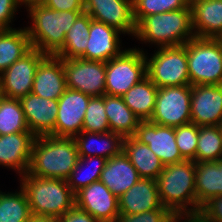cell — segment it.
I'll use <instances>...</instances> for the list:
<instances>
[{
    "instance_id": "obj_1",
    "label": "cell",
    "mask_w": 222,
    "mask_h": 222,
    "mask_svg": "<svg viewBox=\"0 0 222 222\" xmlns=\"http://www.w3.org/2000/svg\"><path fill=\"white\" fill-rule=\"evenodd\" d=\"M79 160L73 138L45 135L35 137L28 174L66 180Z\"/></svg>"
},
{
    "instance_id": "obj_2",
    "label": "cell",
    "mask_w": 222,
    "mask_h": 222,
    "mask_svg": "<svg viewBox=\"0 0 222 222\" xmlns=\"http://www.w3.org/2000/svg\"><path fill=\"white\" fill-rule=\"evenodd\" d=\"M32 25L25 27L32 48L46 55H55L64 45L66 33L84 11H58L42 3L27 6Z\"/></svg>"
},
{
    "instance_id": "obj_3",
    "label": "cell",
    "mask_w": 222,
    "mask_h": 222,
    "mask_svg": "<svg viewBox=\"0 0 222 222\" xmlns=\"http://www.w3.org/2000/svg\"><path fill=\"white\" fill-rule=\"evenodd\" d=\"M134 37L159 48L184 45L195 37L192 10L184 8L146 16L136 24Z\"/></svg>"
},
{
    "instance_id": "obj_4",
    "label": "cell",
    "mask_w": 222,
    "mask_h": 222,
    "mask_svg": "<svg viewBox=\"0 0 222 222\" xmlns=\"http://www.w3.org/2000/svg\"><path fill=\"white\" fill-rule=\"evenodd\" d=\"M195 162L184 160L165 165L157 178L162 205L171 213L197 214Z\"/></svg>"
},
{
    "instance_id": "obj_5",
    "label": "cell",
    "mask_w": 222,
    "mask_h": 222,
    "mask_svg": "<svg viewBox=\"0 0 222 222\" xmlns=\"http://www.w3.org/2000/svg\"><path fill=\"white\" fill-rule=\"evenodd\" d=\"M33 216L60 218L75 206V194L67 180L48 179L26 173L20 176Z\"/></svg>"
},
{
    "instance_id": "obj_6",
    "label": "cell",
    "mask_w": 222,
    "mask_h": 222,
    "mask_svg": "<svg viewBox=\"0 0 222 222\" xmlns=\"http://www.w3.org/2000/svg\"><path fill=\"white\" fill-rule=\"evenodd\" d=\"M185 45L190 85H221V38L194 37Z\"/></svg>"
},
{
    "instance_id": "obj_7",
    "label": "cell",
    "mask_w": 222,
    "mask_h": 222,
    "mask_svg": "<svg viewBox=\"0 0 222 222\" xmlns=\"http://www.w3.org/2000/svg\"><path fill=\"white\" fill-rule=\"evenodd\" d=\"M155 47L150 58L144 53L146 76L158 88L190 85L186 45Z\"/></svg>"
},
{
    "instance_id": "obj_8",
    "label": "cell",
    "mask_w": 222,
    "mask_h": 222,
    "mask_svg": "<svg viewBox=\"0 0 222 222\" xmlns=\"http://www.w3.org/2000/svg\"><path fill=\"white\" fill-rule=\"evenodd\" d=\"M146 77L144 50L126 49L106 62L105 94L122 96Z\"/></svg>"
},
{
    "instance_id": "obj_9",
    "label": "cell",
    "mask_w": 222,
    "mask_h": 222,
    "mask_svg": "<svg viewBox=\"0 0 222 222\" xmlns=\"http://www.w3.org/2000/svg\"><path fill=\"white\" fill-rule=\"evenodd\" d=\"M191 85L159 88L150 122L168 127L191 123Z\"/></svg>"
},
{
    "instance_id": "obj_10",
    "label": "cell",
    "mask_w": 222,
    "mask_h": 222,
    "mask_svg": "<svg viewBox=\"0 0 222 222\" xmlns=\"http://www.w3.org/2000/svg\"><path fill=\"white\" fill-rule=\"evenodd\" d=\"M66 87L91 97L105 95L106 62L81 58L63 59Z\"/></svg>"
},
{
    "instance_id": "obj_11",
    "label": "cell",
    "mask_w": 222,
    "mask_h": 222,
    "mask_svg": "<svg viewBox=\"0 0 222 222\" xmlns=\"http://www.w3.org/2000/svg\"><path fill=\"white\" fill-rule=\"evenodd\" d=\"M45 53L32 48L27 54L0 74V93L4 97L20 99L31 93L34 76Z\"/></svg>"
},
{
    "instance_id": "obj_12",
    "label": "cell",
    "mask_w": 222,
    "mask_h": 222,
    "mask_svg": "<svg viewBox=\"0 0 222 222\" xmlns=\"http://www.w3.org/2000/svg\"><path fill=\"white\" fill-rule=\"evenodd\" d=\"M84 12L93 20L116 28L134 37L136 24L132 0H84Z\"/></svg>"
},
{
    "instance_id": "obj_13",
    "label": "cell",
    "mask_w": 222,
    "mask_h": 222,
    "mask_svg": "<svg viewBox=\"0 0 222 222\" xmlns=\"http://www.w3.org/2000/svg\"><path fill=\"white\" fill-rule=\"evenodd\" d=\"M90 97L80 91L66 88L58 99L55 137L74 138L82 131Z\"/></svg>"
},
{
    "instance_id": "obj_14",
    "label": "cell",
    "mask_w": 222,
    "mask_h": 222,
    "mask_svg": "<svg viewBox=\"0 0 222 222\" xmlns=\"http://www.w3.org/2000/svg\"><path fill=\"white\" fill-rule=\"evenodd\" d=\"M151 151L165 165L184 161L177 147L174 127L161 126L147 121H140L133 136Z\"/></svg>"
},
{
    "instance_id": "obj_15",
    "label": "cell",
    "mask_w": 222,
    "mask_h": 222,
    "mask_svg": "<svg viewBox=\"0 0 222 222\" xmlns=\"http://www.w3.org/2000/svg\"><path fill=\"white\" fill-rule=\"evenodd\" d=\"M75 205L99 222H114L120 215L118 198L101 181L78 191L75 194Z\"/></svg>"
},
{
    "instance_id": "obj_16",
    "label": "cell",
    "mask_w": 222,
    "mask_h": 222,
    "mask_svg": "<svg viewBox=\"0 0 222 222\" xmlns=\"http://www.w3.org/2000/svg\"><path fill=\"white\" fill-rule=\"evenodd\" d=\"M191 123L222 125V84L191 86Z\"/></svg>"
},
{
    "instance_id": "obj_17",
    "label": "cell",
    "mask_w": 222,
    "mask_h": 222,
    "mask_svg": "<svg viewBox=\"0 0 222 222\" xmlns=\"http://www.w3.org/2000/svg\"><path fill=\"white\" fill-rule=\"evenodd\" d=\"M19 100L30 132L36 137L55 136L58 100L42 98L32 92Z\"/></svg>"
},
{
    "instance_id": "obj_18",
    "label": "cell",
    "mask_w": 222,
    "mask_h": 222,
    "mask_svg": "<svg viewBox=\"0 0 222 222\" xmlns=\"http://www.w3.org/2000/svg\"><path fill=\"white\" fill-rule=\"evenodd\" d=\"M121 34L116 28L92 19L86 51L81 59L108 62L119 56L124 51L120 45Z\"/></svg>"
},
{
    "instance_id": "obj_19",
    "label": "cell",
    "mask_w": 222,
    "mask_h": 222,
    "mask_svg": "<svg viewBox=\"0 0 222 222\" xmlns=\"http://www.w3.org/2000/svg\"><path fill=\"white\" fill-rule=\"evenodd\" d=\"M66 88L63 59L46 55L37 67L31 92L42 98L58 100Z\"/></svg>"
},
{
    "instance_id": "obj_20",
    "label": "cell",
    "mask_w": 222,
    "mask_h": 222,
    "mask_svg": "<svg viewBox=\"0 0 222 222\" xmlns=\"http://www.w3.org/2000/svg\"><path fill=\"white\" fill-rule=\"evenodd\" d=\"M35 137L32 132L0 135V165L17 171L19 176L25 175L29 169Z\"/></svg>"
},
{
    "instance_id": "obj_21",
    "label": "cell",
    "mask_w": 222,
    "mask_h": 222,
    "mask_svg": "<svg viewBox=\"0 0 222 222\" xmlns=\"http://www.w3.org/2000/svg\"><path fill=\"white\" fill-rule=\"evenodd\" d=\"M120 215H134L145 211L160 209L157 181L141 178L118 199Z\"/></svg>"
},
{
    "instance_id": "obj_22",
    "label": "cell",
    "mask_w": 222,
    "mask_h": 222,
    "mask_svg": "<svg viewBox=\"0 0 222 222\" xmlns=\"http://www.w3.org/2000/svg\"><path fill=\"white\" fill-rule=\"evenodd\" d=\"M140 179L138 171L131 164L128 156L122 151L106 161L99 181L106 185L119 199Z\"/></svg>"
},
{
    "instance_id": "obj_23",
    "label": "cell",
    "mask_w": 222,
    "mask_h": 222,
    "mask_svg": "<svg viewBox=\"0 0 222 222\" xmlns=\"http://www.w3.org/2000/svg\"><path fill=\"white\" fill-rule=\"evenodd\" d=\"M195 37H222V0H189Z\"/></svg>"
},
{
    "instance_id": "obj_24",
    "label": "cell",
    "mask_w": 222,
    "mask_h": 222,
    "mask_svg": "<svg viewBox=\"0 0 222 222\" xmlns=\"http://www.w3.org/2000/svg\"><path fill=\"white\" fill-rule=\"evenodd\" d=\"M73 139L79 157L99 156L108 160L123 151L124 137L112 131L107 133L81 131Z\"/></svg>"
},
{
    "instance_id": "obj_25",
    "label": "cell",
    "mask_w": 222,
    "mask_h": 222,
    "mask_svg": "<svg viewBox=\"0 0 222 222\" xmlns=\"http://www.w3.org/2000/svg\"><path fill=\"white\" fill-rule=\"evenodd\" d=\"M195 190L197 214L212 197L222 195V159L219 161L195 162Z\"/></svg>"
},
{
    "instance_id": "obj_26",
    "label": "cell",
    "mask_w": 222,
    "mask_h": 222,
    "mask_svg": "<svg viewBox=\"0 0 222 222\" xmlns=\"http://www.w3.org/2000/svg\"><path fill=\"white\" fill-rule=\"evenodd\" d=\"M123 152L138 171L140 178L157 180L165 167L148 145L140 143L133 136L124 138Z\"/></svg>"
},
{
    "instance_id": "obj_27",
    "label": "cell",
    "mask_w": 222,
    "mask_h": 222,
    "mask_svg": "<svg viewBox=\"0 0 222 222\" xmlns=\"http://www.w3.org/2000/svg\"><path fill=\"white\" fill-rule=\"evenodd\" d=\"M105 111L110 131L124 138L135 135L141 120L124 103L122 96L105 94Z\"/></svg>"
},
{
    "instance_id": "obj_28",
    "label": "cell",
    "mask_w": 222,
    "mask_h": 222,
    "mask_svg": "<svg viewBox=\"0 0 222 222\" xmlns=\"http://www.w3.org/2000/svg\"><path fill=\"white\" fill-rule=\"evenodd\" d=\"M158 89L146 76L122 95V98L141 121H147L153 115Z\"/></svg>"
},
{
    "instance_id": "obj_29",
    "label": "cell",
    "mask_w": 222,
    "mask_h": 222,
    "mask_svg": "<svg viewBox=\"0 0 222 222\" xmlns=\"http://www.w3.org/2000/svg\"><path fill=\"white\" fill-rule=\"evenodd\" d=\"M32 49L26 28L0 30V74Z\"/></svg>"
},
{
    "instance_id": "obj_30",
    "label": "cell",
    "mask_w": 222,
    "mask_h": 222,
    "mask_svg": "<svg viewBox=\"0 0 222 222\" xmlns=\"http://www.w3.org/2000/svg\"><path fill=\"white\" fill-rule=\"evenodd\" d=\"M92 18L82 12L65 35L63 47L55 54L61 59L81 58L86 51Z\"/></svg>"
},
{
    "instance_id": "obj_31",
    "label": "cell",
    "mask_w": 222,
    "mask_h": 222,
    "mask_svg": "<svg viewBox=\"0 0 222 222\" xmlns=\"http://www.w3.org/2000/svg\"><path fill=\"white\" fill-rule=\"evenodd\" d=\"M29 202L24 190L0 191V222H29L32 217Z\"/></svg>"
},
{
    "instance_id": "obj_32",
    "label": "cell",
    "mask_w": 222,
    "mask_h": 222,
    "mask_svg": "<svg viewBox=\"0 0 222 222\" xmlns=\"http://www.w3.org/2000/svg\"><path fill=\"white\" fill-rule=\"evenodd\" d=\"M106 161L107 159L99 156L79 157L77 164L73 168L69 177L66 179L72 192L76 194L82 188L87 187L91 183L99 181ZM85 167L89 168V171ZM84 168L87 171L83 174L82 172L85 170Z\"/></svg>"
},
{
    "instance_id": "obj_33",
    "label": "cell",
    "mask_w": 222,
    "mask_h": 222,
    "mask_svg": "<svg viewBox=\"0 0 222 222\" xmlns=\"http://www.w3.org/2000/svg\"><path fill=\"white\" fill-rule=\"evenodd\" d=\"M222 159L221 126H200L195 162L219 161Z\"/></svg>"
},
{
    "instance_id": "obj_34",
    "label": "cell",
    "mask_w": 222,
    "mask_h": 222,
    "mask_svg": "<svg viewBox=\"0 0 222 222\" xmlns=\"http://www.w3.org/2000/svg\"><path fill=\"white\" fill-rule=\"evenodd\" d=\"M30 132L19 99L4 97L0 101V135Z\"/></svg>"
},
{
    "instance_id": "obj_35",
    "label": "cell",
    "mask_w": 222,
    "mask_h": 222,
    "mask_svg": "<svg viewBox=\"0 0 222 222\" xmlns=\"http://www.w3.org/2000/svg\"><path fill=\"white\" fill-rule=\"evenodd\" d=\"M132 7L135 24L149 15L191 8L189 0H132Z\"/></svg>"
},
{
    "instance_id": "obj_36",
    "label": "cell",
    "mask_w": 222,
    "mask_h": 222,
    "mask_svg": "<svg viewBox=\"0 0 222 222\" xmlns=\"http://www.w3.org/2000/svg\"><path fill=\"white\" fill-rule=\"evenodd\" d=\"M82 131L95 133L110 132L105 111V95L90 97L84 116Z\"/></svg>"
},
{
    "instance_id": "obj_37",
    "label": "cell",
    "mask_w": 222,
    "mask_h": 222,
    "mask_svg": "<svg viewBox=\"0 0 222 222\" xmlns=\"http://www.w3.org/2000/svg\"><path fill=\"white\" fill-rule=\"evenodd\" d=\"M176 145L184 160L195 162L198 144L199 126L194 123L181 125L174 128Z\"/></svg>"
},
{
    "instance_id": "obj_38",
    "label": "cell",
    "mask_w": 222,
    "mask_h": 222,
    "mask_svg": "<svg viewBox=\"0 0 222 222\" xmlns=\"http://www.w3.org/2000/svg\"><path fill=\"white\" fill-rule=\"evenodd\" d=\"M172 213L162 206L160 209L145 211L134 215H119L114 222H163Z\"/></svg>"
},
{
    "instance_id": "obj_39",
    "label": "cell",
    "mask_w": 222,
    "mask_h": 222,
    "mask_svg": "<svg viewBox=\"0 0 222 222\" xmlns=\"http://www.w3.org/2000/svg\"><path fill=\"white\" fill-rule=\"evenodd\" d=\"M22 7L18 0H0V30L14 29L12 21L16 15L17 8Z\"/></svg>"
},
{
    "instance_id": "obj_40",
    "label": "cell",
    "mask_w": 222,
    "mask_h": 222,
    "mask_svg": "<svg viewBox=\"0 0 222 222\" xmlns=\"http://www.w3.org/2000/svg\"><path fill=\"white\" fill-rule=\"evenodd\" d=\"M199 214L207 222H222V195L212 197L200 209Z\"/></svg>"
},
{
    "instance_id": "obj_41",
    "label": "cell",
    "mask_w": 222,
    "mask_h": 222,
    "mask_svg": "<svg viewBox=\"0 0 222 222\" xmlns=\"http://www.w3.org/2000/svg\"><path fill=\"white\" fill-rule=\"evenodd\" d=\"M41 3L58 11H84V0H43Z\"/></svg>"
},
{
    "instance_id": "obj_42",
    "label": "cell",
    "mask_w": 222,
    "mask_h": 222,
    "mask_svg": "<svg viewBox=\"0 0 222 222\" xmlns=\"http://www.w3.org/2000/svg\"><path fill=\"white\" fill-rule=\"evenodd\" d=\"M60 222H99L86 211L76 205L59 218Z\"/></svg>"
},
{
    "instance_id": "obj_43",
    "label": "cell",
    "mask_w": 222,
    "mask_h": 222,
    "mask_svg": "<svg viewBox=\"0 0 222 222\" xmlns=\"http://www.w3.org/2000/svg\"><path fill=\"white\" fill-rule=\"evenodd\" d=\"M29 222H60V220L56 217L32 216Z\"/></svg>"
},
{
    "instance_id": "obj_44",
    "label": "cell",
    "mask_w": 222,
    "mask_h": 222,
    "mask_svg": "<svg viewBox=\"0 0 222 222\" xmlns=\"http://www.w3.org/2000/svg\"><path fill=\"white\" fill-rule=\"evenodd\" d=\"M185 214H181V213H172L165 221L163 222H180L181 218L184 216Z\"/></svg>"
},
{
    "instance_id": "obj_45",
    "label": "cell",
    "mask_w": 222,
    "mask_h": 222,
    "mask_svg": "<svg viewBox=\"0 0 222 222\" xmlns=\"http://www.w3.org/2000/svg\"><path fill=\"white\" fill-rule=\"evenodd\" d=\"M43 0H18V2L23 6V4L25 5V7L27 8V6H29L30 4H34V3H41Z\"/></svg>"
}]
</instances>
